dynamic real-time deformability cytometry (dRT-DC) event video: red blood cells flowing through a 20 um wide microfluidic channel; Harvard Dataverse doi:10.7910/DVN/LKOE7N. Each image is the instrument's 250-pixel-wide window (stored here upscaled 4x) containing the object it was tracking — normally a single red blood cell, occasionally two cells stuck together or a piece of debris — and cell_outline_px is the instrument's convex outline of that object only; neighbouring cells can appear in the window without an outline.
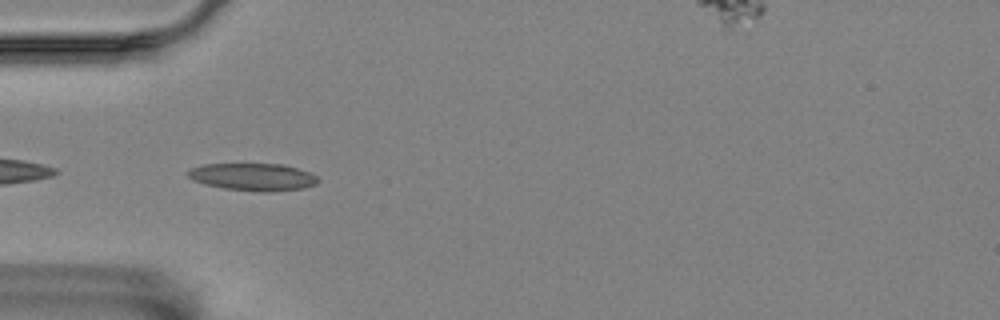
{"species": "Egyptian fruit bat (a non-hibernating species)", "species_latin": "Rousettus aegyptiacus", "temperature_condition": "room temperature", "stored_images_in_passage": 42, "camera_frame_rate_fps": 3000, "um_per_image_px": 0.085, "animal": {"sex": "female"}, "frame": {"image": 1, "passage_image": 2, "time_ms": 0.333, "image_size_px": [1000, 320], "cell_outline_px": [[320, 180], [316, 184], [304, 188], [268, 192], [256, 192], [224, 188], [204, 184], [192, 180], [188, 176], [188, 172], [192, 168], [204, 164], [284, 164], [308, 172], [316, 176]], "centroid_in_image_um": [21.51, 15.04], "position_along_channel_um": 63.5, "area_um2": 20.75}}
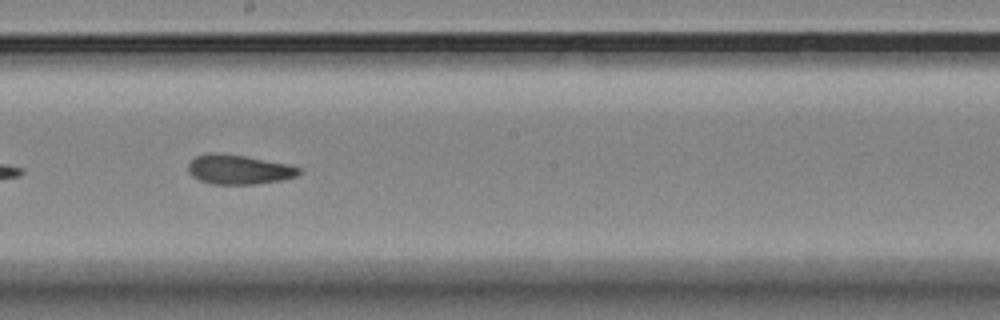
{"frame": {"image": 2, "passage_image": 16, "time_ms": 5.0, "image_size_px": [1000, 320], "cell_outline_px": [[300, 172], [296, 176], [280, 180], [252, 184], [212, 184], [200, 180], [192, 176], [188, 172], [188, 164], [196, 156], [208, 152], [220, 152], [244, 156], [288, 164], [300, 168]], "centroid_in_image_um": [20.25, 14.39], "position_along_channel_um": 228.0, "area_um2": 18.96}}
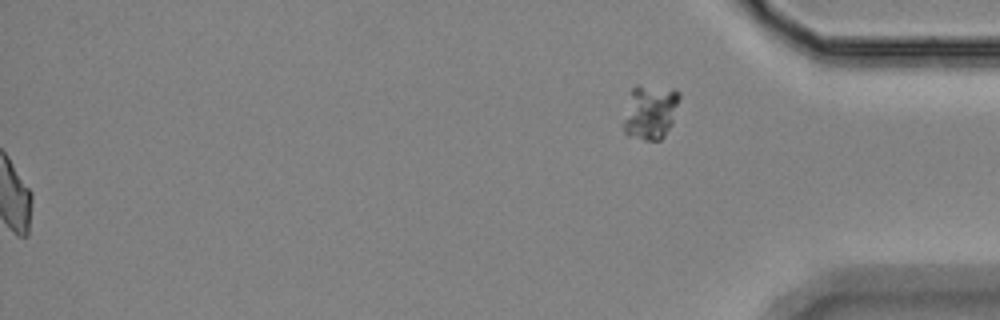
{"frame": {"image": 3, "passage_image": 42, "time_ms": 13.667, "image_size_px": [1000, 320], "cell_outline_px": [[680, 100], [672, 124], [664, 136], [660, 140], [644, 140], [628, 136], [624, 132], [624, 120], [632, 88], [636, 84], [640, 84], [676, 88], [680, 92]], "centroid_in_image_um": [55.32, 9.48], "position_along_channel_um": 379.9, "area_um2": 18.09}, "authors_computed_cell_mechanics": {"area_um2": 19.2474, "velocity_mm_per_s": 3.5274, "shape_relaxation_time_tau1_ms": null, "shape_relaxation_time_tau2_ms": 2.5696, "deformation_change_tau1": null, "deformation_change_tau2": 0.0997}}